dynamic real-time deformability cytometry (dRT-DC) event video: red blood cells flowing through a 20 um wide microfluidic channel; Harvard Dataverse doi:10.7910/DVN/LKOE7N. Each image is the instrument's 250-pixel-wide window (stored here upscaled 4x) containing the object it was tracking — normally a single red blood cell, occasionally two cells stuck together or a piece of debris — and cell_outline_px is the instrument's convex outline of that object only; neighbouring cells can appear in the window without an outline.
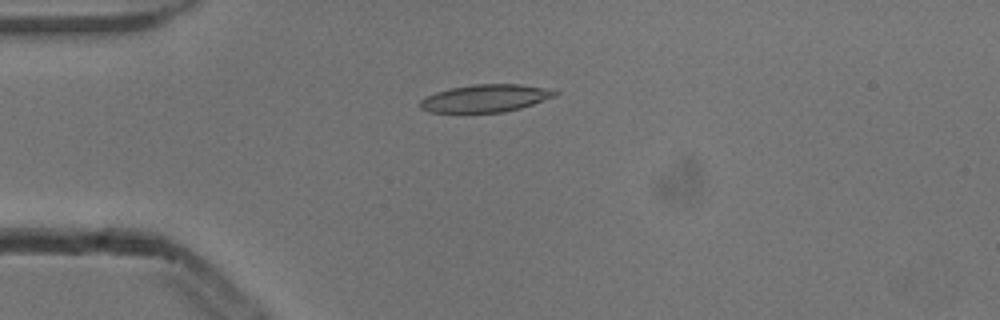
{"species": "common noctule bat (a hibernating species)", "species_latin": "Nyctalus noctula", "temperature_condition": "cold", "stored_images_in_passage": 6, "camera_frame_rate_fps": 3000, "um_per_image_px": 0.085, "animal": {"sex": "male", "body_mass_g": 13.3}, "frame": {"image": 1, "passage_image": 4, "time_ms": 1.0, "image_size_px": [1000, 320], "cell_outline_px": [[560, 92], [556, 96], [520, 108], [504, 112], [428, 112], [420, 108], [420, 100], [436, 92], [448, 88], [472, 84], [520, 84]], "centroid_in_image_um": [41.22, 8.35], "position_along_channel_um": 43.8, "area_um2": 21.44}}
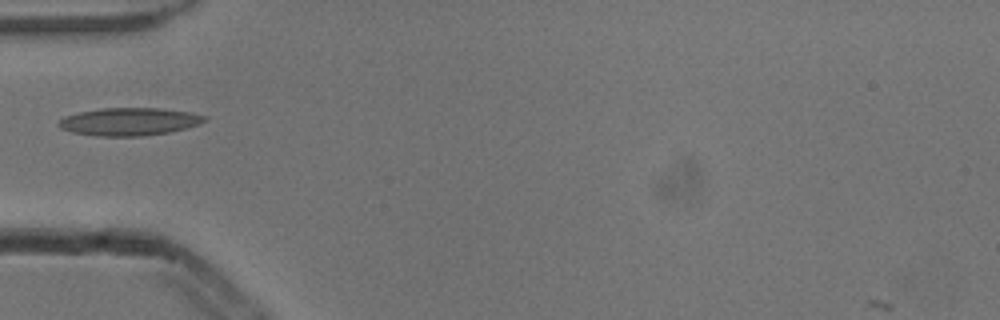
{"frame": {"image": 2, "passage_image": 5, "time_ms": 1.333, "image_size_px": [1000, 320], "cell_outline_px": [[208, 120], [200, 124], [168, 132], [144, 136], [96, 136], [72, 132], [60, 128], [56, 124], [64, 116], [80, 112], [100, 108], [160, 108], [192, 112], [208, 116]], "centroid_in_image_um": [11.0, 10.33], "position_along_channel_um": 74.0, "area_um2": 23.76}}
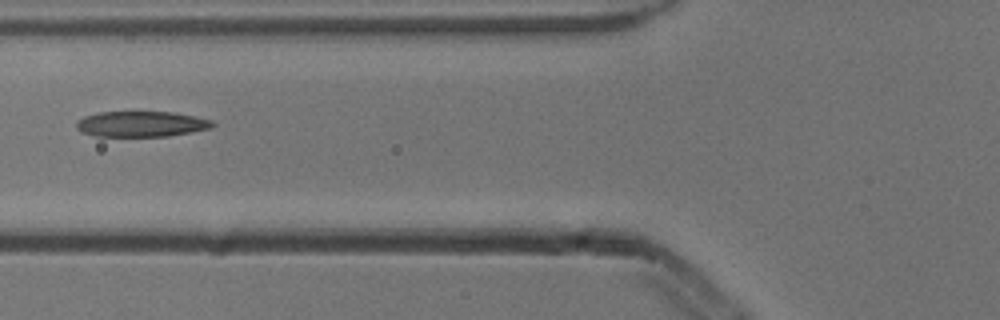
{"frame": {"image": 3, "passage_image": 6, "time_ms": 1.667, "image_size_px": [1000, 320], "cell_outline_px": [[216, 124], [212, 128], [168, 136], [96, 136], [84, 132], [76, 128], [76, 120], [84, 116], [100, 112], [172, 112], [212, 120]], "centroid_in_image_um": [12.0, 10.54], "position_along_channel_um": 113.8, "area_um2": 20.17}}